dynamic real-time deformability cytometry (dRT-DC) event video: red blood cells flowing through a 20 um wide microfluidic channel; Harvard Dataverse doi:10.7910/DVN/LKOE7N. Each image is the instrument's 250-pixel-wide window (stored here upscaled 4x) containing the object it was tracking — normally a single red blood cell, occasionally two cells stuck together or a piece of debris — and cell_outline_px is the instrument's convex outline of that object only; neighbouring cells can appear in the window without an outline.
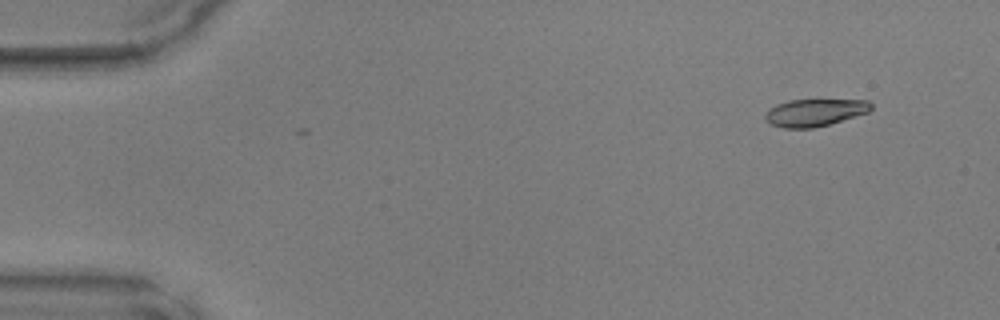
{"species": "common noctule bat (a hibernating species)", "species_latin": "Nyctalus noctula", "temperature_condition": "warm", "stored_images_in_passage": 2, "camera_frame_rate_fps": 3000, "um_per_image_px": 0.085, "animal": {"sex": "male", "body_mass_g": 17.9, "forearm_length_mm": 54.2}, "frame": {"image": 1, "passage_image": 2, "time_ms": 0.333, "image_size_px": [1000, 320], "cell_outline_px": [[872, 108], [868, 112], [828, 124], [812, 128], [784, 128], [768, 124], [764, 120], [764, 116], [776, 104], [788, 100], [868, 100], [872, 104]], "centroid_in_image_um": [69.22, 9.57], "position_along_channel_um": 15.8, "area_um2": 16.7}}